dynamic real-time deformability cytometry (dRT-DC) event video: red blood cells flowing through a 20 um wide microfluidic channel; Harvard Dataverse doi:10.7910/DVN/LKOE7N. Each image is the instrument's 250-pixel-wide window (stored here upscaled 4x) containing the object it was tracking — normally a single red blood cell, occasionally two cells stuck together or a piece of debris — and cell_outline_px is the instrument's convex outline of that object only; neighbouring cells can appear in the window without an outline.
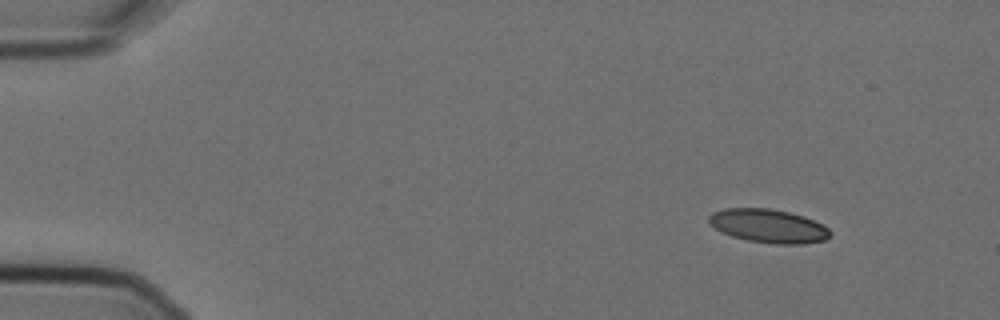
{"species": "Egyptian fruit bat (a non-hibernating species)", "species_latin": "Rousettus aegyptiacus", "temperature_condition": "cold", "stored_images_in_passage": 4, "camera_frame_rate_fps": 3000, "um_per_image_px": 0.085, "animal": {"sex": "female"}, "frame": {"image": 1, "passage_image": 1, "time_ms": 0.0, "image_size_px": [1000, 320], "cell_outline_px": [[832, 236], [824, 240], [800, 244], [776, 244], [748, 240], [732, 236], [720, 232], [708, 224], [708, 216], [712, 212], [724, 208], [768, 208], [788, 212], [804, 216], [824, 224], [832, 232]], "centroid_in_image_um": [65.31, 19.2], "position_along_channel_um": 19.7, "area_um2": 23.99}}
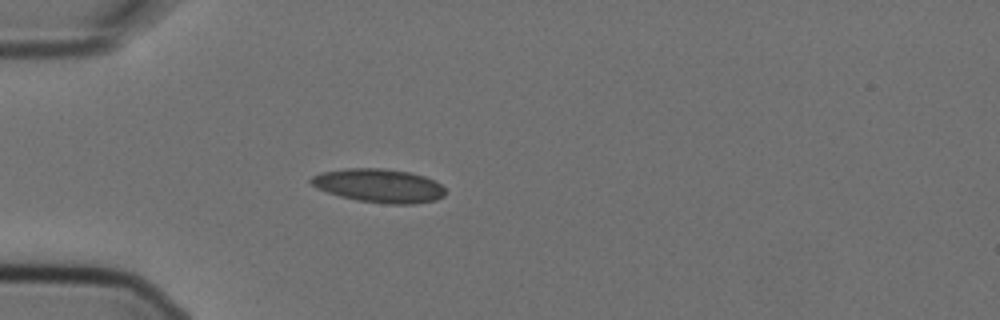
{"frame": {"image": 2, "passage_image": 3, "time_ms": 0.667, "image_size_px": [1000, 320], "cell_outline_px": [[444, 196], [436, 200], [412, 204], [388, 204], [356, 200], [340, 196], [316, 188], [308, 180], [312, 176], [320, 172], [348, 168], [380, 168], [408, 172], [424, 176], [440, 184], [444, 188]], "centroid_in_image_um": [32.18, 15.78], "position_along_channel_um": 52.8, "area_um2": 26.24}}